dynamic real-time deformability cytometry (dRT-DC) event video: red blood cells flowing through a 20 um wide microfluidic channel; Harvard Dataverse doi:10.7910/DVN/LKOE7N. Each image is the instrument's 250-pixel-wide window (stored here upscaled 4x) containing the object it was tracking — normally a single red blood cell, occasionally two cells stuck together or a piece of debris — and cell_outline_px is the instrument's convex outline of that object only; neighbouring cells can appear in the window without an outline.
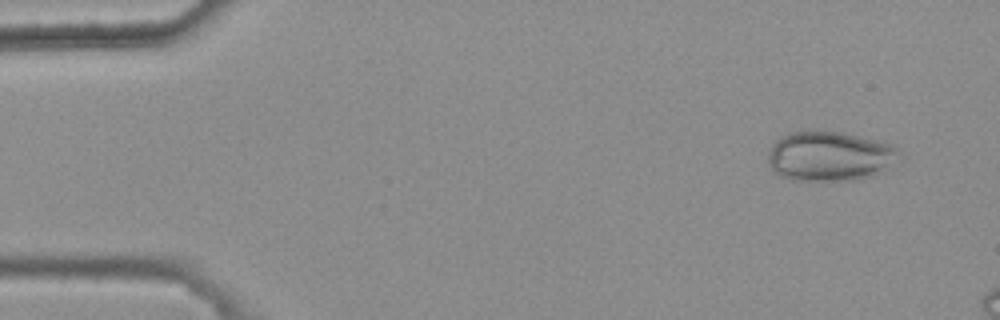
{"species": "common noctule bat (a hibernating species)", "species_latin": "Nyctalus noctula", "temperature_condition": "warm", "stored_images_in_passage": 13, "camera_frame_rate_fps": 3000, "um_per_image_px": 0.085, "animal": {"sex": "female", "body_mass_g": 25.1}, "frame": {"image": 1, "passage_image": 4, "time_ms": 1.0, "image_size_px": [1000, 320], "cell_outline_px": [[900, 152], [872, 176], [860, 180], [792, 180], [780, 176], [768, 164], [768, 152], [772, 144], [780, 136], [788, 132], [808, 128], [816, 128], [840, 132], [876, 140], [892, 144]], "centroid_in_image_um": [70.38, 13.23], "position_along_channel_um": 14.6, "area_um2": 38.03}}